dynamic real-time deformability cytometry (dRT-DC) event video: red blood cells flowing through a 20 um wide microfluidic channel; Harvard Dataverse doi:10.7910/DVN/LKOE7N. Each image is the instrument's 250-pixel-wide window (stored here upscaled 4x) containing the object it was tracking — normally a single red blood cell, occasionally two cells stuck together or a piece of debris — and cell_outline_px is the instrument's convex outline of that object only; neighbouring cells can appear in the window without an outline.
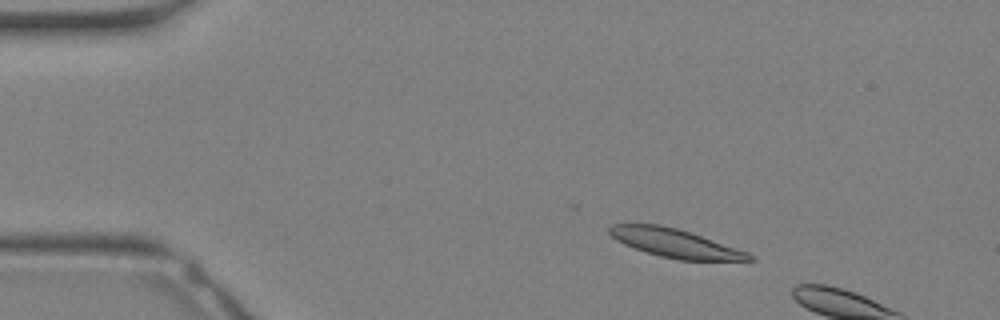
{"species": "Egyptian fruit bat (a non-hibernating species)", "species_latin": "Rousettus aegyptiacus", "temperature_condition": "warm", "stored_images_in_passage": 4, "camera_frame_rate_fps": 3000, "um_per_image_px": 0.085, "animal": {"sex": "female"}, "frame": {"image": 1, "passage_image": 2, "time_ms": 0.333, "image_size_px": [1000, 320], "cell_outline_px": [[756, 260], [680, 260], [660, 256], [624, 244], [616, 240], [608, 232], [608, 228], [612, 224], [660, 224], [676, 228], [748, 252], [756, 256]], "centroid_in_image_um": [57.38, 20.67], "position_along_channel_um": 27.6, "area_um2": 22.83}}